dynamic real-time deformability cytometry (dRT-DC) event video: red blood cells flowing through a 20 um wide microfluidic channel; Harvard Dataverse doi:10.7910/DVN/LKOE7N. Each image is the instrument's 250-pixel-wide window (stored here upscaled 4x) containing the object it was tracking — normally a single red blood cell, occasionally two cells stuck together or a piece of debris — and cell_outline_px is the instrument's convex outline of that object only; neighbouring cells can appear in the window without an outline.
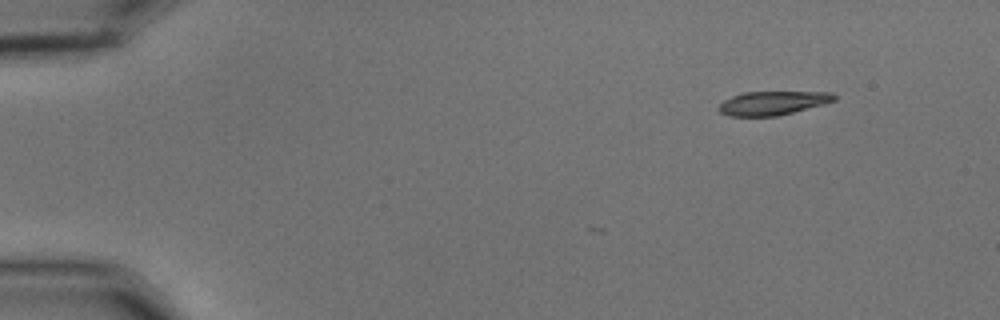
{"species": "common noctule bat (a hibernating species)", "species_latin": "Nyctalus noctula", "temperature_condition": "cold", "stored_images_in_passage": 3, "camera_frame_rate_fps": 3000, "um_per_image_px": 0.085, "animal": {"sex": "male", "body_mass_g": 15.6}, "frame": {"image": 1, "passage_image": 1, "time_ms": 0.0, "image_size_px": [1000, 320], "cell_outline_px": [[836, 100], [824, 104], [776, 116], [728, 116], [720, 112], [716, 108], [724, 100], [732, 96], [744, 92], [832, 92], [836, 96]], "centroid_in_image_um": [65.66, 8.76], "position_along_channel_um": 19.3, "area_um2": 15.95}}